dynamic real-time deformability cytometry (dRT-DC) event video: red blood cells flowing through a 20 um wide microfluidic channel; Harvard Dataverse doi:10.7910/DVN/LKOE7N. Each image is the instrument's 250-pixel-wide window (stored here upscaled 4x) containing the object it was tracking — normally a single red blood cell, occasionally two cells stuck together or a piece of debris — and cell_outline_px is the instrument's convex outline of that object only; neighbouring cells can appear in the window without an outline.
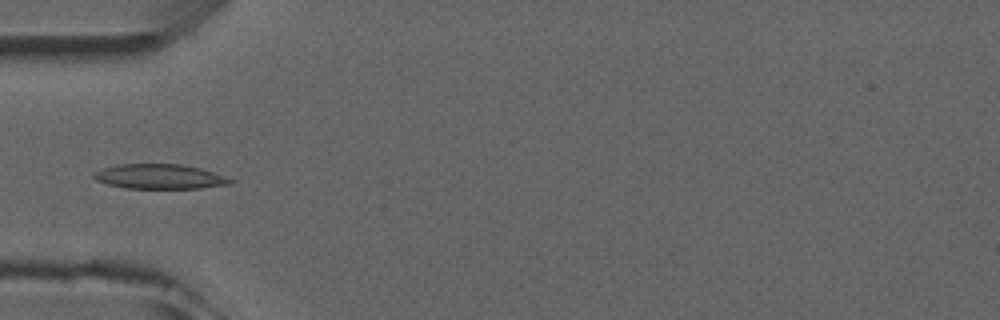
{"species": "common noctule bat (a hibernating species)", "species_latin": "Nyctalus noctula", "temperature_condition": "room temperature", "stored_images_in_passage": 5, "camera_frame_rate_fps": 3000, "um_per_image_px": 0.085, "animal": {"sex": "male", "forearm_length_mm": 52.5}, "frame": {"image": 1, "passage_image": 4, "time_ms": 3.667, "image_size_px": [1000, 320], "cell_outline_px": [[232, 184], [200, 188], [128, 188], [108, 184], [96, 180], [92, 176], [96, 172], [104, 168], [120, 164], [180, 164], [200, 168], [212, 172], [232, 180]], "centroid_in_image_um": [13.56, 15.01], "position_along_channel_um": 71.4, "area_um2": 19.31}}
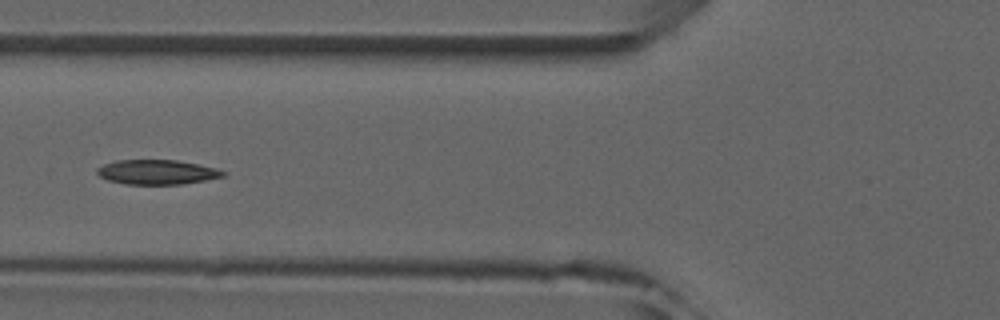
{"frame": {"image": 2, "passage_image": 5, "time_ms": 4.667, "image_size_px": [1000, 320], "cell_outline_px": [[228, 172], [224, 176], [184, 184], [128, 184], [108, 180], [100, 176], [96, 172], [96, 168], [104, 164], [116, 160], [176, 160], [216, 168]], "centroid_in_image_um": [13.34, 14.62], "position_along_channel_um": 112.5, "area_um2": 17.98}}